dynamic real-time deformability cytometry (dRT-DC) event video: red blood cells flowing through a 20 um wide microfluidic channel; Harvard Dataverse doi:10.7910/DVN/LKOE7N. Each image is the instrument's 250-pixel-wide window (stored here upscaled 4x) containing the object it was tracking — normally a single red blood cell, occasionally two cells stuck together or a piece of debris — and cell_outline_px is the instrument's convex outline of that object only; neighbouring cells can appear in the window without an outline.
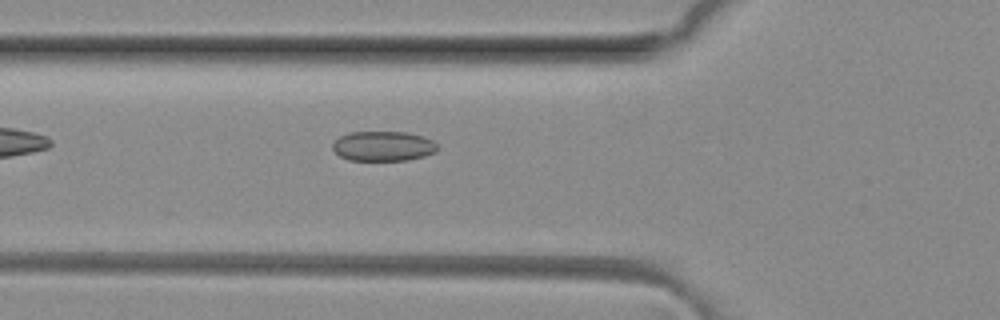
{"species": "common noctule bat (a hibernating species)", "species_latin": "Nyctalus noctula", "temperature_condition": "room temperature", "stored_images_in_passage": 5, "camera_frame_rate_fps": 3000, "um_per_image_px": 0.085, "animal": {"sex": "female", "body_mass_g": 29.2, "forearm_length_mm": 56.3}, "frame": {"image": 1, "passage_image": 5, "time_ms": 1.333, "image_size_px": [1000, 320], "cell_outline_px": [[436, 152], [424, 156], [408, 160], [348, 160], [340, 156], [332, 148], [332, 144], [340, 136], [348, 132], [408, 132], [424, 136], [432, 140], [436, 144]], "centroid_in_image_um": [32.57, 12.41], "position_along_channel_um": 93.2, "area_um2": 18.26}}